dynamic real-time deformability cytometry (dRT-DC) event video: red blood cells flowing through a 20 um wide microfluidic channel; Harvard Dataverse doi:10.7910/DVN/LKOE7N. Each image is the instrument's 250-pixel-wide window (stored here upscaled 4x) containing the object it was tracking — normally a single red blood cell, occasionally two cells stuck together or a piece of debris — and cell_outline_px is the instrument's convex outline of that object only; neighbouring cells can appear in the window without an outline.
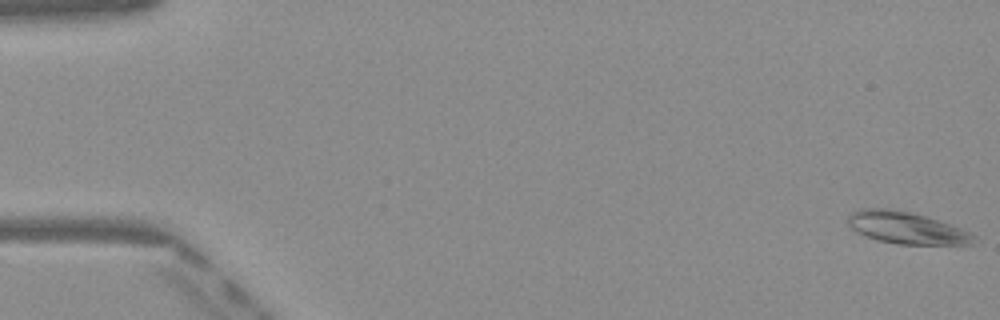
{"species": "Egyptian fruit bat (a non-hibernating species)", "species_latin": "Rousettus aegyptiacus", "temperature_condition": "warm", "stored_images_in_passage": 50, "camera_frame_rate_fps": 3000, "um_per_image_px": 0.085, "frame": {"image": 1, "passage_image": 1, "time_ms": 0.0, "image_size_px": [1000, 320], "cell_outline_px": [[976, 236], [972, 244], [896, 244], [864, 236], [848, 228], [848, 216], [852, 212], [860, 208], [884, 208], [912, 212], [972, 232]], "centroid_in_image_um": [76.99, 19.36], "position_along_channel_um": 8.0, "area_um2": 23.35}}
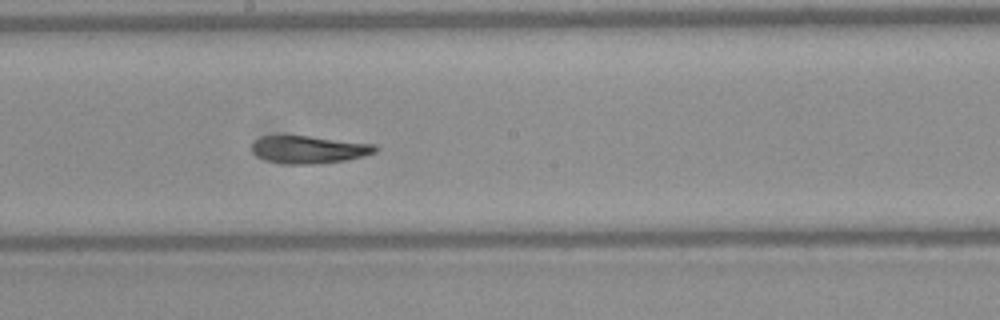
{"frame": {"image": 2, "passage_image": 28, "time_ms": 9.0, "image_size_px": [1000, 320], "cell_outline_px": [[380, 148], [376, 152], [364, 156], [344, 160], [312, 164], [284, 164], [268, 160], [256, 156], [252, 152], [252, 144], [256, 140], [264, 136], [308, 136], [376, 144]], "centroid_in_image_um": [26.29, 12.71], "position_along_channel_um": 221.9, "area_um2": 19.71}}
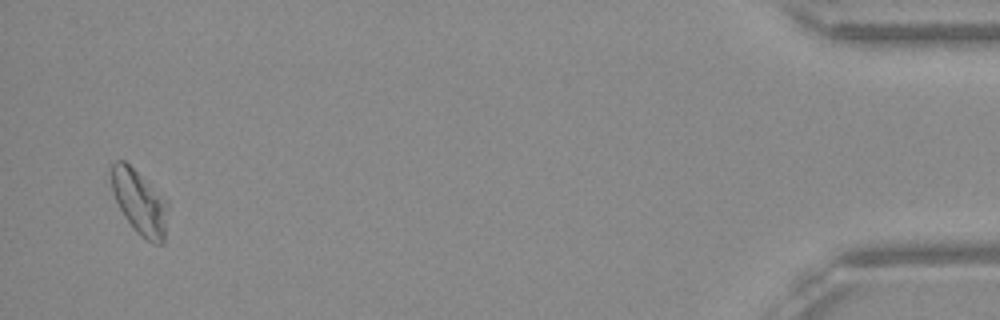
{"frame": {"image": 3, "passage_image": 49, "time_ms": 16.0, "image_size_px": [1000, 320], "cell_outline_px": [[168, 204], [164, 244], [152, 244], [140, 236], [136, 232], [124, 216], [112, 192], [112, 164], [116, 160], [124, 160], [168, 200]], "centroid_in_image_um": [11.89, 17.23], "position_along_channel_um": 423.3, "area_um2": 21.15}, "authors_computed_cell_mechanics": {"area_um2": 20.6635, "velocity_mm_per_s": 4.0488, "shape_relaxation_time_tau1_ms": 7.6944, "shape_relaxation_time_tau2_ms": 3.6168, "deformation_change_tau1": 0.1907, "deformation_change_tau2": 0.0991}}